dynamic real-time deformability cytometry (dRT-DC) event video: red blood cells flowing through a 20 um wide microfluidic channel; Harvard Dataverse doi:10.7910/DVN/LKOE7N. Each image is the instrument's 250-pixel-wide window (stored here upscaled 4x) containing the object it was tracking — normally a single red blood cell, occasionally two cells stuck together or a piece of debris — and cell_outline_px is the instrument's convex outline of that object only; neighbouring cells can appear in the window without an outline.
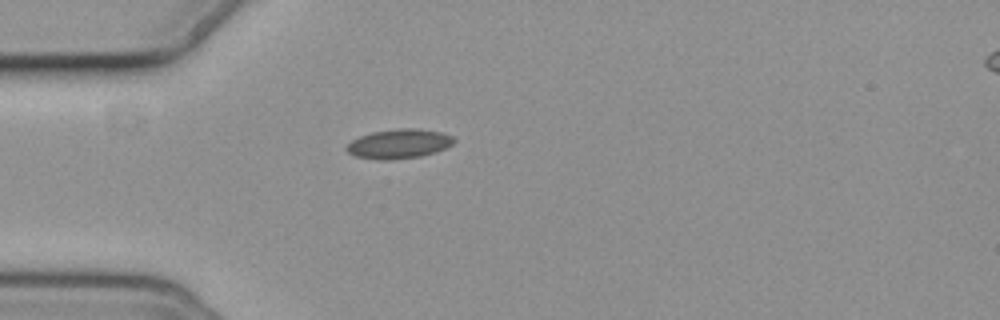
{"species": "common noctule bat (a hibernating species)", "species_latin": "Nyctalus noctula", "temperature_condition": "cold", "stored_images_in_passage": 1, "camera_frame_rate_fps": 3000, "um_per_image_px": 0.085, "animal": {"sex": "female", "body_mass_g": 19.3, "forearm_length_mm": 54.1}, "frame": {"image": 1, "passage_image": 1, "time_ms": 0.0, "image_size_px": [1000, 320], "cell_outline_px": [[456, 140], [452, 144], [436, 152], [420, 156], [392, 160], [380, 160], [356, 156], [348, 152], [344, 148], [352, 140], [360, 136], [372, 132], [396, 128], [420, 128], [440, 132], [452, 136]], "centroid_in_image_um": [33.91, 12.22], "position_along_channel_um": 51.1, "area_um2": 18.44}}